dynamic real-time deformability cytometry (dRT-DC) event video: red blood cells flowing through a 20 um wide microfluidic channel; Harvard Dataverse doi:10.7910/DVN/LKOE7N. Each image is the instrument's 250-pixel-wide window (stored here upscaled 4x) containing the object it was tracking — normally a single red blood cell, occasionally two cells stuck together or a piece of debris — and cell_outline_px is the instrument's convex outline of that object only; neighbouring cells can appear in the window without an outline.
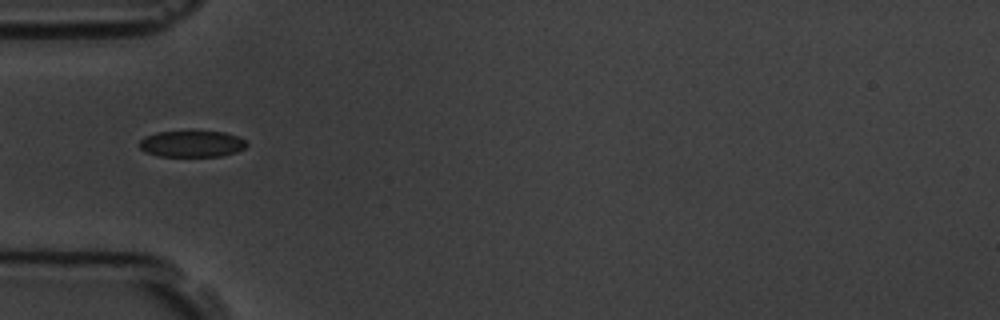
{"species": "common noctule bat (a hibernating species)", "species_latin": "Nyctalus noctula", "temperature_condition": "room temperature", "stored_images_in_passage": 8, "camera_frame_rate_fps": 3000, "um_per_image_px": 0.085, "animal": {"sex": "male", "body_mass_g": 19.5, "forearm_length_mm": 54.6}, "frame": {"image": 1, "passage_image": 5, "time_ms": 4.667, "image_size_px": [1000, 320], "cell_outline_px": [[248, 144], [244, 148], [236, 152], [220, 156], [160, 156], [144, 152], [140, 148], [140, 140], [144, 136], [156, 132], [224, 132], [248, 140]], "centroid_in_image_um": [16.31, 12.23], "position_along_channel_um": 68.7, "area_um2": 16.42}}
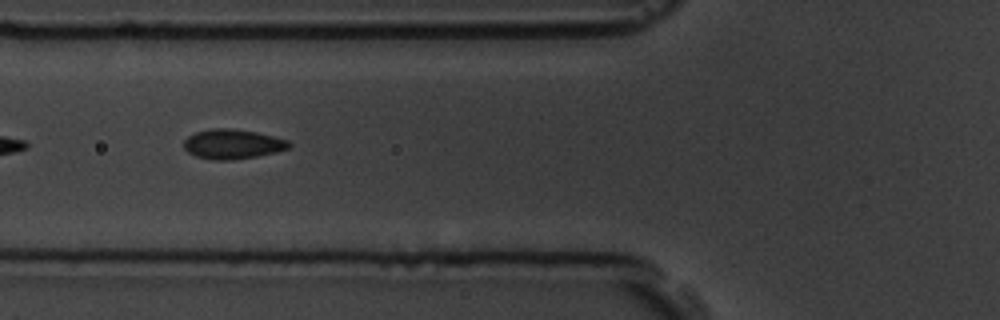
{"frame": {"image": 2, "passage_image": 6, "time_ms": 5.667, "image_size_px": [1000, 320], "cell_outline_px": [[292, 144], [288, 148], [276, 152], [256, 156], [232, 160], [212, 160], [196, 156], [188, 152], [184, 148], [184, 140], [188, 136], [196, 132], [212, 128], [232, 128], [256, 132], [288, 140]], "centroid_in_image_um": [19.76, 12.24], "position_along_channel_um": 106.0, "area_um2": 18.15}}
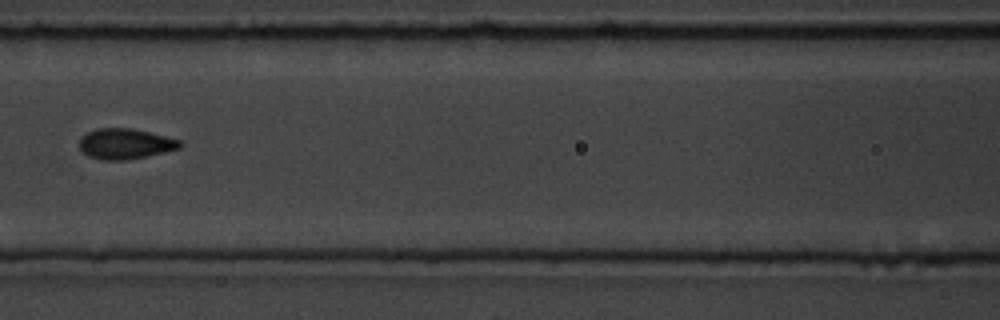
{"frame": {"image": 3, "passage_image": 7, "time_ms": 7.0, "image_size_px": [1000, 320], "cell_outline_px": [[184, 144], [180, 148], [164, 152], [124, 160], [104, 160], [88, 156], [80, 148], [80, 140], [88, 132], [96, 128], [132, 128], [180, 140]], "centroid_in_image_um": [10.65, 12.22], "position_along_channel_um": 155.9, "area_um2": 17.57}}